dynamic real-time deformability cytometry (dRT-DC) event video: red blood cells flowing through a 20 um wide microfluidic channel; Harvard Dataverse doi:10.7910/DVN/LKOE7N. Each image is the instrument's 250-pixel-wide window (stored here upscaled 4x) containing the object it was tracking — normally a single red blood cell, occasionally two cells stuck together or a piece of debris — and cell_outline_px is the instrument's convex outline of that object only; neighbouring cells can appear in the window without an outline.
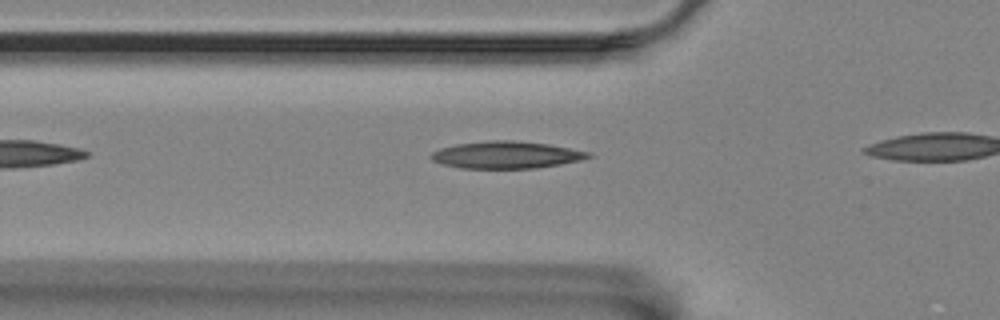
{"species": "Egyptian fruit bat (a non-hibernating species)", "species_latin": "Rousettus aegyptiacus", "temperature_condition": "room temperature", "stored_images_in_passage": 12, "camera_frame_rate_fps": 3000, "um_per_image_px": 0.085, "animal": {"sex": "female"}, "frame": {"image": 1, "passage_image": 3, "time_ms": 0.667, "image_size_px": [1000, 320], "cell_outline_px": [[592, 156], [580, 160], [560, 164], [536, 168], [460, 168], [444, 164], [432, 160], [432, 152], [440, 148], [456, 144], [488, 140], [512, 140], [548, 144], [592, 152]], "centroid_in_image_um": [43.05, 13.16], "position_along_channel_um": 82.7, "area_um2": 24.74}}
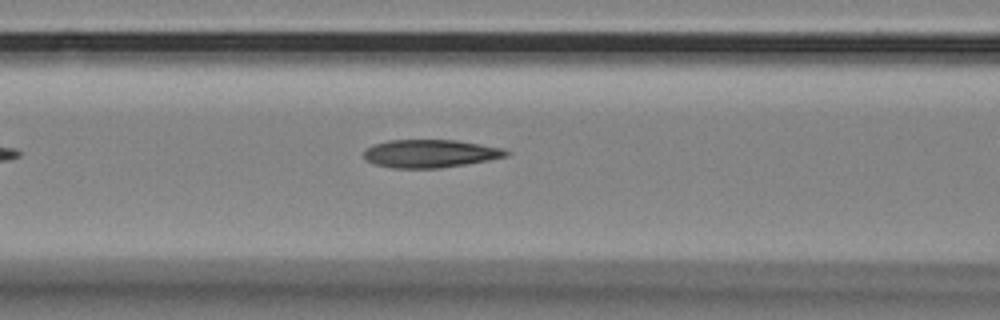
{"frame": {"image": 2, "passage_image": 7, "time_ms": 2.0, "image_size_px": [1000, 320], "cell_outline_px": [[512, 152], [508, 156], [488, 160], [440, 168], [392, 168], [372, 164], [364, 156], [364, 148], [372, 144], [388, 140], [456, 140], [504, 148]], "centroid_in_image_um": [36.56, 13.05], "position_along_channel_um": 130.0, "area_um2": 23.41}}
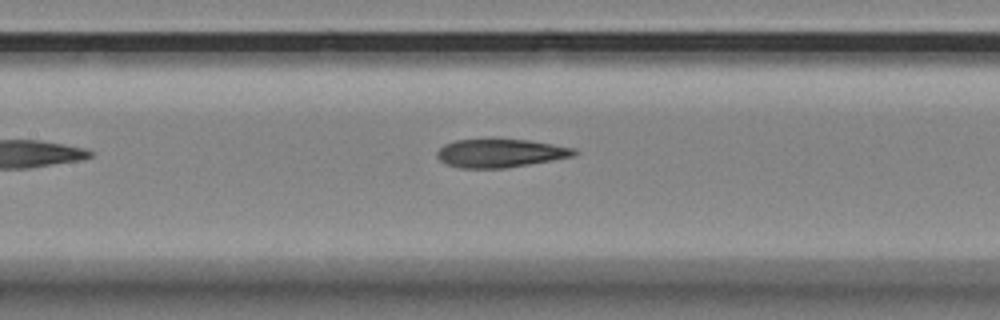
{"frame": {"image": 3, "passage_image": 10, "time_ms": 3.0, "image_size_px": [1000, 320], "cell_outline_px": [[576, 152], [572, 156], [552, 160], [504, 168], [460, 168], [448, 164], [440, 160], [436, 156], [436, 152], [444, 144], [456, 140], [484, 136], [492, 136], [528, 140], [576, 148]], "centroid_in_image_um": [42.46, 12.96], "position_along_channel_um": 164.9, "area_um2": 23.41}}